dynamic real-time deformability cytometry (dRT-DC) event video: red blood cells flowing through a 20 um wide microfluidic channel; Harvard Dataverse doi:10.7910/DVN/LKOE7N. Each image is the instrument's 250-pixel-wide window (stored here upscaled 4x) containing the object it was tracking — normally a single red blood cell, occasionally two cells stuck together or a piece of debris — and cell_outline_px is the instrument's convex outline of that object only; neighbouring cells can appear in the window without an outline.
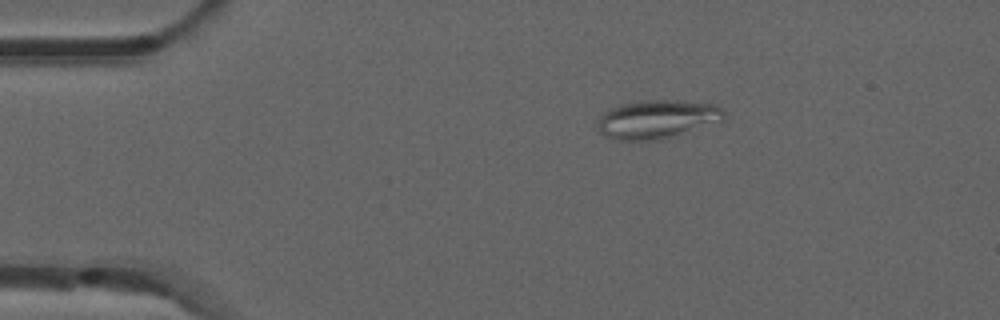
{"species": "common noctule bat (a hibernating species)", "species_latin": "Nyctalus noctula", "temperature_condition": "room temperature", "stored_images_in_passage": 44, "camera_frame_rate_fps": 3000, "um_per_image_px": 0.085, "animal": {"sex": "male", "forearm_length_mm": 52.5}, "frame": {"image": 1, "passage_image": 1, "time_ms": 0.0, "image_size_px": [1000, 320], "cell_outline_px": [[728, 116], [724, 120], [660, 140], [616, 140], [604, 136], [600, 132], [596, 124], [600, 116], [608, 108], [620, 104], [640, 100], [676, 100], [716, 104], [728, 112]], "centroid_in_image_um": [55.86, 10.12], "position_along_channel_um": 29.1, "area_um2": 28.84}}
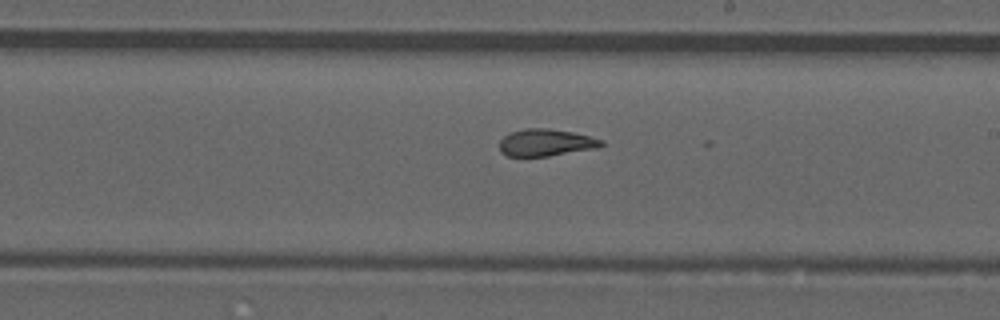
{"frame": {"image": 2, "passage_image": 22, "time_ms": 7.0, "image_size_px": [1000, 320], "cell_outline_px": [[604, 144], [600, 148], [548, 156], [508, 156], [500, 152], [500, 140], [504, 136], [512, 132], [524, 128], [548, 128], [572, 132], [604, 140]], "centroid_in_image_um": [46.42, 12.12], "position_along_channel_um": 242.6, "area_um2": 16.13}}
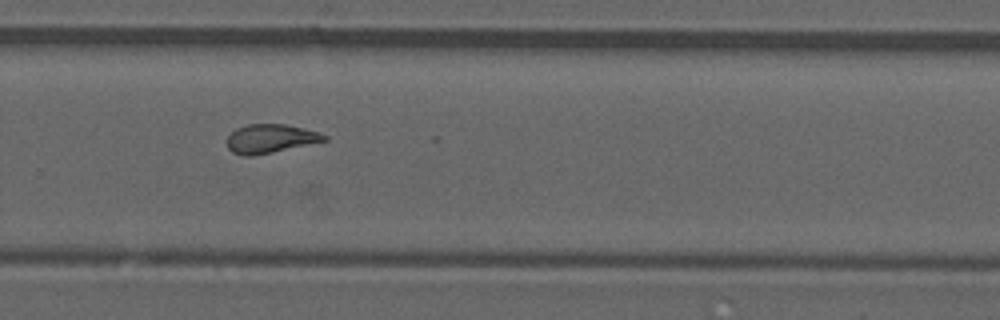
{"frame": {"image": 3, "passage_image": 27, "time_ms": 8.667, "image_size_px": [1000, 320], "cell_outline_px": [[328, 140], [272, 152], [252, 156], [244, 156], [232, 152], [228, 148], [228, 136], [236, 128], [248, 124], [284, 124], [304, 128], [328, 136]], "centroid_in_image_um": [22.97, 11.78], "position_along_channel_um": 306.8, "area_um2": 16.13}, "authors_computed_cell_mechanics": {"area_um2": 16.9354, "velocity_mm_per_s": 3.8588, "shape_relaxation_time_tau1_ms": null, "shape_relaxation_time_tau2_ms": 2.0362, "deformation_change_tau1": null, "deformation_change_tau2": 0.1037}}